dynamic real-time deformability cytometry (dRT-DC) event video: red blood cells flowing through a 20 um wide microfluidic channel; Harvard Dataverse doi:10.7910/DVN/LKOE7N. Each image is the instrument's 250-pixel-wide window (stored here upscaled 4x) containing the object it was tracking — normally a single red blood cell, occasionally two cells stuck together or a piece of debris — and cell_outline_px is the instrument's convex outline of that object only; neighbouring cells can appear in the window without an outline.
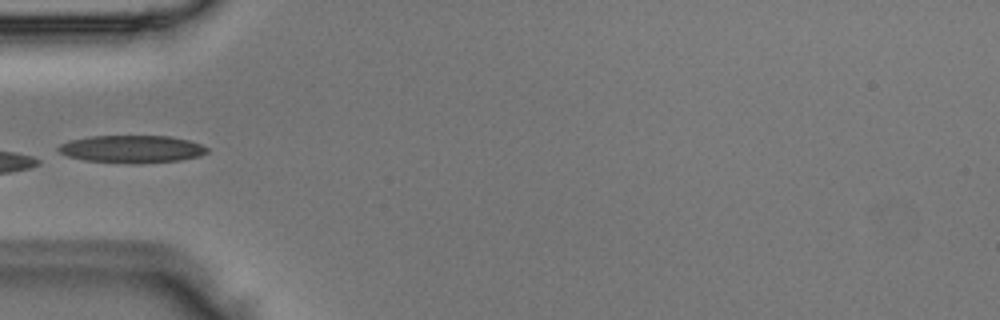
{"species": "Egyptian fruit bat (a non-hibernating species)", "species_latin": "Rousettus aegyptiacus", "temperature_condition": "room temperature", "stored_images_in_passage": 5, "camera_frame_rate_fps": 3000, "um_per_image_px": 0.085, "animal": {"sex": "male"}, "frame": {"image": 1, "passage_image": 5, "time_ms": 1.333, "image_size_px": [1000, 320], "cell_outline_px": [[208, 152], [200, 156], [180, 160], [140, 164], [132, 164], [84, 160], [68, 156], [60, 152], [56, 148], [60, 144], [72, 140], [92, 136], [168, 136], [188, 140], [200, 144], [208, 148]], "centroid_in_image_um": [11.22, 12.68], "position_along_channel_um": 73.8, "area_um2": 23.87}}